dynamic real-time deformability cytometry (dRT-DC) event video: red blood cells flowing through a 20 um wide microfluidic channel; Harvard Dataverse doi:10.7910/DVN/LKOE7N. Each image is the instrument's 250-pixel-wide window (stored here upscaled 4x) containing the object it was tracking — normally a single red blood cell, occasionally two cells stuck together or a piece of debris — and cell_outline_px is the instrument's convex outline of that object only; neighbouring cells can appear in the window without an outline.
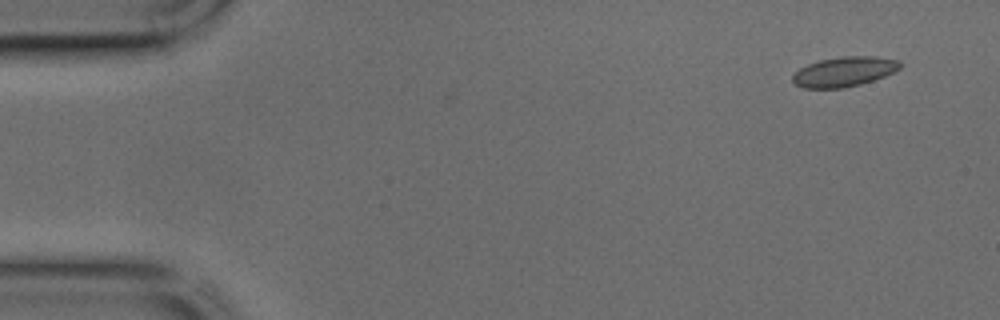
{"species": "common noctule bat (a hibernating species)", "species_latin": "Nyctalus noctula", "temperature_condition": "cold", "stored_images_in_passage": 38, "camera_frame_rate_fps": 3000, "um_per_image_px": 0.085, "animal": {"sex": "male", "body_mass_g": 17.9, "forearm_length_mm": 54.2}, "frame": {"image": 1, "passage_image": 1, "time_ms": 0.0, "image_size_px": [1000, 320], "cell_outline_px": [[900, 68], [884, 76], [860, 84], [840, 88], [804, 88], [796, 84], [792, 80], [792, 76], [800, 68], [808, 64], [820, 60], [844, 56], [876, 56], [900, 60]], "centroid_in_image_um": [71.75, 6.08], "position_along_channel_um": 13.2, "area_um2": 18.44}}
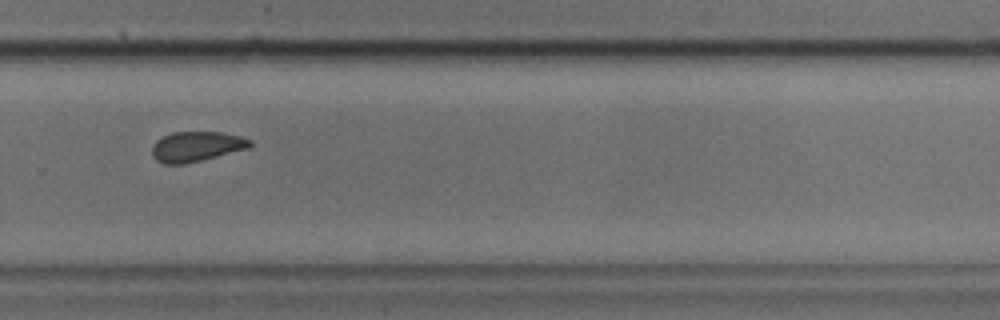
{"frame": {"image": 2, "passage_image": 28, "time_ms": 9.0, "image_size_px": [1000, 320], "cell_outline_px": [[252, 144], [248, 148], [184, 164], [164, 164], [156, 160], [152, 156], [152, 144], [156, 140], [172, 132], [220, 132], [240, 136], [252, 140]], "centroid_in_image_um": [16.66, 12.45], "position_along_channel_um": 313.1, "area_um2": 17.05}}
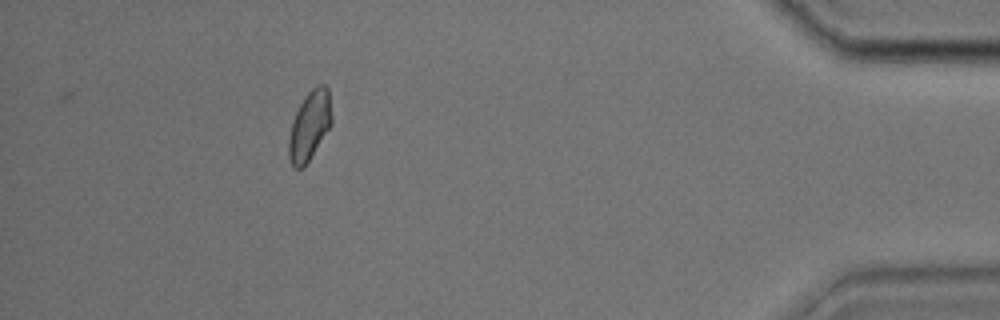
{"frame": {"image": 3, "passage_image": 38, "time_ms": 12.333, "image_size_px": [1000, 320], "cell_outline_px": [[332, 124], [304, 168], [292, 168], [288, 156], [288, 136], [292, 120], [304, 96], [316, 84], [324, 84], [328, 88], [332, 116]], "centroid_in_image_um": [26.3, 10.69], "position_along_channel_um": 408.9, "area_um2": 17.63}}